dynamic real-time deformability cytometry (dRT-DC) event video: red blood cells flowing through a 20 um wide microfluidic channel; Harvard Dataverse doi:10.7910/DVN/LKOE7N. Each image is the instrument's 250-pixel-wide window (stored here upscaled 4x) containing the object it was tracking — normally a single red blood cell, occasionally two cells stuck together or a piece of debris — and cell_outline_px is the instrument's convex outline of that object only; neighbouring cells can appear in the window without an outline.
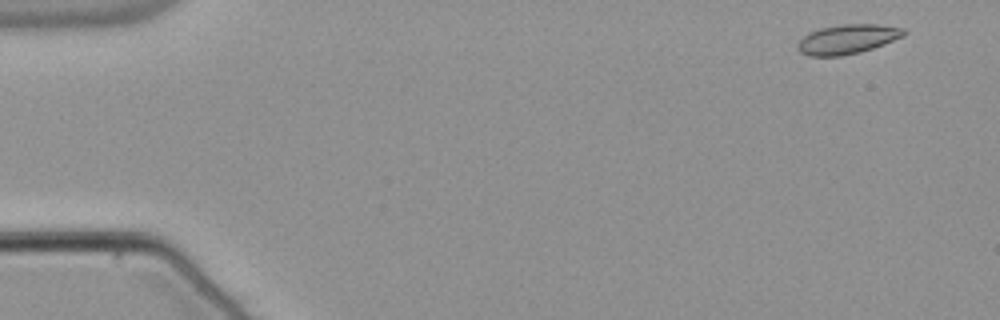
{"species": "common noctule bat (a hibernating species)", "species_latin": "Nyctalus noctula", "temperature_condition": "warm", "stored_images_in_passage": 9, "camera_frame_rate_fps": 3000, "um_per_image_px": 0.085, "animal": {"sex": "male", "body_mass_g": 21.5, "forearm_length_mm": 52.0}, "frame": {"image": 1, "passage_image": 2, "time_ms": 0.333, "image_size_px": [1000, 320], "cell_outline_px": [[908, 32], [904, 36], [884, 44], [860, 52], [840, 56], [808, 56], [800, 52], [796, 48], [796, 44], [808, 32], [820, 28], [844, 24], [876, 24], [904, 28]], "centroid_in_image_um": [72.02, 3.33], "position_along_channel_um": 13.0, "area_um2": 18.32}}